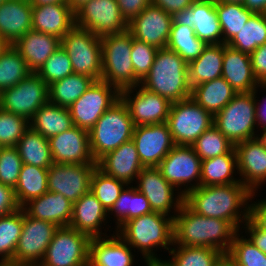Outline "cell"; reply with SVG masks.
Returning a JSON list of instances; mask_svg holds the SVG:
<instances>
[{
  "mask_svg": "<svg viewBox=\"0 0 266 266\" xmlns=\"http://www.w3.org/2000/svg\"><path fill=\"white\" fill-rule=\"evenodd\" d=\"M251 193L241 182L199 186L184 196V203L195 213L229 221L240 231L249 219Z\"/></svg>",
  "mask_w": 266,
  "mask_h": 266,
  "instance_id": "cell-1",
  "label": "cell"
},
{
  "mask_svg": "<svg viewBox=\"0 0 266 266\" xmlns=\"http://www.w3.org/2000/svg\"><path fill=\"white\" fill-rule=\"evenodd\" d=\"M238 232L229 221L201 216L185 203L173 218V245L210 247L226 254Z\"/></svg>",
  "mask_w": 266,
  "mask_h": 266,
  "instance_id": "cell-2",
  "label": "cell"
},
{
  "mask_svg": "<svg viewBox=\"0 0 266 266\" xmlns=\"http://www.w3.org/2000/svg\"><path fill=\"white\" fill-rule=\"evenodd\" d=\"M116 232L144 263L163 262L157 252H169L173 246V218L158 212L132 218Z\"/></svg>",
  "mask_w": 266,
  "mask_h": 266,
  "instance_id": "cell-3",
  "label": "cell"
},
{
  "mask_svg": "<svg viewBox=\"0 0 266 266\" xmlns=\"http://www.w3.org/2000/svg\"><path fill=\"white\" fill-rule=\"evenodd\" d=\"M140 85L171 103L188 99L191 96L188 64L175 51L160 48Z\"/></svg>",
  "mask_w": 266,
  "mask_h": 266,
  "instance_id": "cell-4",
  "label": "cell"
},
{
  "mask_svg": "<svg viewBox=\"0 0 266 266\" xmlns=\"http://www.w3.org/2000/svg\"><path fill=\"white\" fill-rule=\"evenodd\" d=\"M102 49V78L119 91L140 85L131 61L133 36L130 31L100 37Z\"/></svg>",
  "mask_w": 266,
  "mask_h": 266,
  "instance_id": "cell-5",
  "label": "cell"
},
{
  "mask_svg": "<svg viewBox=\"0 0 266 266\" xmlns=\"http://www.w3.org/2000/svg\"><path fill=\"white\" fill-rule=\"evenodd\" d=\"M134 128L129 110L120 98L89 131L90 151L95 162L132 140Z\"/></svg>",
  "mask_w": 266,
  "mask_h": 266,
  "instance_id": "cell-6",
  "label": "cell"
},
{
  "mask_svg": "<svg viewBox=\"0 0 266 266\" xmlns=\"http://www.w3.org/2000/svg\"><path fill=\"white\" fill-rule=\"evenodd\" d=\"M214 125L235 146L257 138L254 93L240 92L214 116Z\"/></svg>",
  "mask_w": 266,
  "mask_h": 266,
  "instance_id": "cell-7",
  "label": "cell"
},
{
  "mask_svg": "<svg viewBox=\"0 0 266 266\" xmlns=\"http://www.w3.org/2000/svg\"><path fill=\"white\" fill-rule=\"evenodd\" d=\"M61 47L68 54L74 73L102 78L101 39L89 30L74 26L61 38Z\"/></svg>",
  "mask_w": 266,
  "mask_h": 266,
  "instance_id": "cell-8",
  "label": "cell"
},
{
  "mask_svg": "<svg viewBox=\"0 0 266 266\" xmlns=\"http://www.w3.org/2000/svg\"><path fill=\"white\" fill-rule=\"evenodd\" d=\"M166 123L175 145L192 146L214 124V117L190 97L171 103Z\"/></svg>",
  "mask_w": 266,
  "mask_h": 266,
  "instance_id": "cell-9",
  "label": "cell"
},
{
  "mask_svg": "<svg viewBox=\"0 0 266 266\" xmlns=\"http://www.w3.org/2000/svg\"><path fill=\"white\" fill-rule=\"evenodd\" d=\"M201 158L192 146L175 145L157 166L183 196L200 186Z\"/></svg>",
  "mask_w": 266,
  "mask_h": 266,
  "instance_id": "cell-10",
  "label": "cell"
},
{
  "mask_svg": "<svg viewBox=\"0 0 266 266\" xmlns=\"http://www.w3.org/2000/svg\"><path fill=\"white\" fill-rule=\"evenodd\" d=\"M49 101L48 85L36 72H31L17 85L0 93V108L30 121Z\"/></svg>",
  "mask_w": 266,
  "mask_h": 266,
  "instance_id": "cell-11",
  "label": "cell"
},
{
  "mask_svg": "<svg viewBox=\"0 0 266 266\" xmlns=\"http://www.w3.org/2000/svg\"><path fill=\"white\" fill-rule=\"evenodd\" d=\"M91 238L69 226L59 227L40 266H89Z\"/></svg>",
  "mask_w": 266,
  "mask_h": 266,
  "instance_id": "cell-12",
  "label": "cell"
},
{
  "mask_svg": "<svg viewBox=\"0 0 266 266\" xmlns=\"http://www.w3.org/2000/svg\"><path fill=\"white\" fill-rule=\"evenodd\" d=\"M120 99V91L106 81H94L87 91L68 109L74 126L90 129L114 103Z\"/></svg>",
  "mask_w": 266,
  "mask_h": 266,
  "instance_id": "cell-13",
  "label": "cell"
},
{
  "mask_svg": "<svg viewBox=\"0 0 266 266\" xmlns=\"http://www.w3.org/2000/svg\"><path fill=\"white\" fill-rule=\"evenodd\" d=\"M134 186L147 198L153 212L174 218L184 203V196L162 176L158 167H144Z\"/></svg>",
  "mask_w": 266,
  "mask_h": 266,
  "instance_id": "cell-14",
  "label": "cell"
},
{
  "mask_svg": "<svg viewBox=\"0 0 266 266\" xmlns=\"http://www.w3.org/2000/svg\"><path fill=\"white\" fill-rule=\"evenodd\" d=\"M75 26L102 37L126 31L128 22L117 0H90L75 11Z\"/></svg>",
  "mask_w": 266,
  "mask_h": 266,
  "instance_id": "cell-15",
  "label": "cell"
},
{
  "mask_svg": "<svg viewBox=\"0 0 266 266\" xmlns=\"http://www.w3.org/2000/svg\"><path fill=\"white\" fill-rule=\"evenodd\" d=\"M58 228L51 222L29 217L23 210V227L13 260L23 266L39 265Z\"/></svg>",
  "mask_w": 266,
  "mask_h": 266,
  "instance_id": "cell-16",
  "label": "cell"
},
{
  "mask_svg": "<svg viewBox=\"0 0 266 266\" xmlns=\"http://www.w3.org/2000/svg\"><path fill=\"white\" fill-rule=\"evenodd\" d=\"M120 98L126 104L135 127L167 121L171 102L141 85L120 91Z\"/></svg>",
  "mask_w": 266,
  "mask_h": 266,
  "instance_id": "cell-17",
  "label": "cell"
},
{
  "mask_svg": "<svg viewBox=\"0 0 266 266\" xmlns=\"http://www.w3.org/2000/svg\"><path fill=\"white\" fill-rule=\"evenodd\" d=\"M97 164L53 163L48 169V191L60 193L73 204L90 191Z\"/></svg>",
  "mask_w": 266,
  "mask_h": 266,
  "instance_id": "cell-18",
  "label": "cell"
},
{
  "mask_svg": "<svg viewBox=\"0 0 266 266\" xmlns=\"http://www.w3.org/2000/svg\"><path fill=\"white\" fill-rule=\"evenodd\" d=\"M132 141L144 167H157L175 146L166 122L136 126Z\"/></svg>",
  "mask_w": 266,
  "mask_h": 266,
  "instance_id": "cell-19",
  "label": "cell"
},
{
  "mask_svg": "<svg viewBox=\"0 0 266 266\" xmlns=\"http://www.w3.org/2000/svg\"><path fill=\"white\" fill-rule=\"evenodd\" d=\"M172 17V24L193 27L196 36L207 45L222 44L215 0H196L188 9L175 12Z\"/></svg>",
  "mask_w": 266,
  "mask_h": 266,
  "instance_id": "cell-20",
  "label": "cell"
},
{
  "mask_svg": "<svg viewBox=\"0 0 266 266\" xmlns=\"http://www.w3.org/2000/svg\"><path fill=\"white\" fill-rule=\"evenodd\" d=\"M172 23V14L150 4L128 23V30L136 40L160 49L166 48Z\"/></svg>",
  "mask_w": 266,
  "mask_h": 266,
  "instance_id": "cell-21",
  "label": "cell"
},
{
  "mask_svg": "<svg viewBox=\"0 0 266 266\" xmlns=\"http://www.w3.org/2000/svg\"><path fill=\"white\" fill-rule=\"evenodd\" d=\"M53 163L97 164L90 151L89 131L77 126L50 137Z\"/></svg>",
  "mask_w": 266,
  "mask_h": 266,
  "instance_id": "cell-22",
  "label": "cell"
},
{
  "mask_svg": "<svg viewBox=\"0 0 266 266\" xmlns=\"http://www.w3.org/2000/svg\"><path fill=\"white\" fill-rule=\"evenodd\" d=\"M108 219L107 210L97 200L95 195L91 191H88L73 204L69 227L87 234L90 238L106 237L113 234L110 231L114 229L109 224L110 221ZM108 231L109 235L107 233Z\"/></svg>",
  "mask_w": 266,
  "mask_h": 266,
  "instance_id": "cell-23",
  "label": "cell"
},
{
  "mask_svg": "<svg viewBox=\"0 0 266 266\" xmlns=\"http://www.w3.org/2000/svg\"><path fill=\"white\" fill-rule=\"evenodd\" d=\"M241 183L251 192H260L266 180V151L258 138L234 146Z\"/></svg>",
  "mask_w": 266,
  "mask_h": 266,
  "instance_id": "cell-24",
  "label": "cell"
},
{
  "mask_svg": "<svg viewBox=\"0 0 266 266\" xmlns=\"http://www.w3.org/2000/svg\"><path fill=\"white\" fill-rule=\"evenodd\" d=\"M112 232L113 234L106 237L91 238L89 266H136V252L117 232Z\"/></svg>",
  "mask_w": 266,
  "mask_h": 266,
  "instance_id": "cell-25",
  "label": "cell"
},
{
  "mask_svg": "<svg viewBox=\"0 0 266 266\" xmlns=\"http://www.w3.org/2000/svg\"><path fill=\"white\" fill-rule=\"evenodd\" d=\"M97 168L126 184H134L144 166L140 162L135 143L130 140L100 158Z\"/></svg>",
  "mask_w": 266,
  "mask_h": 266,
  "instance_id": "cell-26",
  "label": "cell"
},
{
  "mask_svg": "<svg viewBox=\"0 0 266 266\" xmlns=\"http://www.w3.org/2000/svg\"><path fill=\"white\" fill-rule=\"evenodd\" d=\"M75 26V12L67 2L32 7V30L64 37Z\"/></svg>",
  "mask_w": 266,
  "mask_h": 266,
  "instance_id": "cell-27",
  "label": "cell"
},
{
  "mask_svg": "<svg viewBox=\"0 0 266 266\" xmlns=\"http://www.w3.org/2000/svg\"><path fill=\"white\" fill-rule=\"evenodd\" d=\"M22 209L31 218L51 222L58 227L69 226L73 203L60 193L47 191L27 202Z\"/></svg>",
  "mask_w": 266,
  "mask_h": 266,
  "instance_id": "cell-28",
  "label": "cell"
},
{
  "mask_svg": "<svg viewBox=\"0 0 266 266\" xmlns=\"http://www.w3.org/2000/svg\"><path fill=\"white\" fill-rule=\"evenodd\" d=\"M30 0H5L0 4V35L11 45L32 30Z\"/></svg>",
  "mask_w": 266,
  "mask_h": 266,
  "instance_id": "cell-29",
  "label": "cell"
},
{
  "mask_svg": "<svg viewBox=\"0 0 266 266\" xmlns=\"http://www.w3.org/2000/svg\"><path fill=\"white\" fill-rule=\"evenodd\" d=\"M222 77L238 93L252 92L259 85L252 71L250 54L224 44Z\"/></svg>",
  "mask_w": 266,
  "mask_h": 266,
  "instance_id": "cell-30",
  "label": "cell"
},
{
  "mask_svg": "<svg viewBox=\"0 0 266 266\" xmlns=\"http://www.w3.org/2000/svg\"><path fill=\"white\" fill-rule=\"evenodd\" d=\"M13 46L20 52L28 68L32 72H37L45 61L61 47V39L30 30L20 37Z\"/></svg>",
  "mask_w": 266,
  "mask_h": 266,
  "instance_id": "cell-31",
  "label": "cell"
},
{
  "mask_svg": "<svg viewBox=\"0 0 266 266\" xmlns=\"http://www.w3.org/2000/svg\"><path fill=\"white\" fill-rule=\"evenodd\" d=\"M237 154L233 147L227 154L201 161L200 186L240 183Z\"/></svg>",
  "mask_w": 266,
  "mask_h": 266,
  "instance_id": "cell-32",
  "label": "cell"
},
{
  "mask_svg": "<svg viewBox=\"0 0 266 266\" xmlns=\"http://www.w3.org/2000/svg\"><path fill=\"white\" fill-rule=\"evenodd\" d=\"M224 43L207 45L202 54L188 64L192 87L222 77Z\"/></svg>",
  "mask_w": 266,
  "mask_h": 266,
  "instance_id": "cell-33",
  "label": "cell"
},
{
  "mask_svg": "<svg viewBox=\"0 0 266 266\" xmlns=\"http://www.w3.org/2000/svg\"><path fill=\"white\" fill-rule=\"evenodd\" d=\"M151 212L147 198L133 184H127L108 212V217L109 220L113 219L110 220V225L115 223L113 227L116 232L128 220Z\"/></svg>",
  "mask_w": 266,
  "mask_h": 266,
  "instance_id": "cell-34",
  "label": "cell"
},
{
  "mask_svg": "<svg viewBox=\"0 0 266 266\" xmlns=\"http://www.w3.org/2000/svg\"><path fill=\"white\" fill-rule=\"evenodd\" d=\"M237 93L220 77L192 87L190 97L214 117Z\"/></svg>",
  "mask_w": 266,
  "mask_h": 266,
  "instance_id": "cell-35",
  "label": "cell"
},
{
  "mask_svg": "<svg viewBox=\"0 0 266 266\" xmlns=\"http://www.w3.org/2000/svg\"><path fill=\"white\" fill-rule=\"evenodd\" d=\"M29 124L33 130L47 139L74 126L69 109L49 101L34 114Z\"/></svg>",
  "mask_w": 266,
  "mask_h": 266,
  "instance_id": "cell-36",
  "label": "cell"
},
{
  "mask_svg": "<svg viewBox=\"0 0 266 266\" xmlns=\"http://www.w3.org/2000/svg\"><path fill=\"white\" fill-rule=\"evenodd\" d=\"M48 191V169L23 164L14 194L17 204L22 208L27 202Z\"/></svg>",
  "mask_w": 266,
  "mask_h": 266,
  "instance_id": "cell-37",
  "label": "cell"
},
{
  "mask_svg": "<svg viewBox=\"0 0 266 266\" xmlns=\"http://www.w3.org/2000/svg\"><path fill=\"white\" fill-rule=\"evenodd\" d=\"M23 164L49 169L53 164L49 140L29 127L15 146Z\"/></svg>",
  "mask_w": 266,
  "mask_h": 266,
  "instance_id": "cell-38",
  "label": "cell"
},
{
  "mask_svg": "<svg viewBox=\"0 0 266 266\" xmlns=\"http://www.w3.org/2000/svg\"><path fill=\"white\" fill-rule=\"evenodd\" d=\"M95 80L89 76L72 73L48 86L49 102L69 108L82 96Z\"/></svg>",
  "mask_w": 266,
  "mask_h": 266,
  "instance_id": "cell-39",
  "label": "cell"
},
{
  "mask_svg": "<svg viewBox=\"0 0 266 266\" xmlns=\"http://www.w3.org/2000/svg\"><path fill=\"white\" fill-rule=\"evenodd\" d=\"M168 254L171 256L167 255L168 259L164 258L165 266H215L224 255L219 250L210 247L184 245H173Z\"/></svg>",
  "mask_w": 266,
  "mask_h": 266,
  "instance_id": "cell-40",
  "label": "cell"
},
{
  "mask_svg": "<svg viewBox=\"0 0 266 266\" xmlns=\"http://www.w3.org/2000/svg\"><path fill=\"white\" fill-rule=\"evenodd\" d=\"M207 44L200 40L193 27L172 24L166 47L175 51L187 64L198 58Z\"/></svg>",
  "mask_w": 266,
  "mask_h": 266,
  "instance_id": "cell-41",
  "label": "cell"
},
{
  "mask_svg": "<svg viewBox=\"0 0 266 266\" xmlns=\"http://www.w3.org/2000/svg\"><path fill=\"white\" fill-rule=\"evenodd\" d=\"M266 43V14L253 13L245 25L227 45L238 51L251 54Z\"/></svg>",
  "mask_w": 266,
  "mask_h": 266,
  "instance_id": "cell-42",
  "label": "cell"
},
{
  "mask_svg": "<svg viewBox=\"0 0 266 266\" xmlns=\"http://www.w3.org/2000/svg\"><path fill=\"white\" fill-rule=\"evenodd\" d=\"M215 9L222 30V43L227 44L249 20L252 11L240 3L215 1Z\"/></svg>",
  "mask_w": 266,
  "mask_h": 266,
  "instance_id": "cell-43",
  "label": "cell"
},
{
  "mask_svg": "<svg viewBox=\"0 0 266 266\" xmlns=\"http://www.w3.org/2000/svg\"><path fill=\"white\" fill-rule=\"evenodd\" d=\"M31 72L20 52L11 45L0 55V93L17 85Z\"/></svg>",
  "mask_w": 266,
  "mask_h": 266,
  "instance_id": "cell-44",
  "label": "cell"
},
{
  "mask_svg": "<svg viewBox=\"0 0 266 266\" xmlns=\"http://www.w3.org/2000/svg\"><path fill=\"white\" fill-rule=\"evenodd\" d=\"M22 227V208L0 217V260L13 259Z\"/></svg>",
  "mask_w": 266,
  "mask_h": 266,
  "instance_id": "cell-45",
  "label": "cell"
},
{
  "mask_svg": "<svg viewBox=\"0 0 266 266\" xmlns=\"http://www.w3.org/2000/svg\"><path fill=\"white\" fill-rule=\"evenodd\" d=\"M226 255L236 266H266V254L239 231Z\"/></svg>",
  "mask_w": 266,
  "mask_h": 266,
  "instance_id": "cell-46",
  "label": "cell"
},
{
  "mask_svg": "<svg viewBox=\"0 0 266 266\" xmlns=\"http://www.w3.org/2000/svg\"><path fill=\"white\" fill-rule=\"evenodd\" d=\"M127 184L96 168L91 177L90 191L109 212Z\"/></svg>",
  "mask_w": 266,
  "mask_h": 266,
  "instance_id": "cell-47",
  "label": "cell"
},
{
  "mask_svg": "<svg viewBox=\"0 0 266 266\" xmlns=\"http://www.w3.org/2000/svg\"><path fill=\"white\" fill-rule=\"evenodd\" d=\"M192 147L201 160H206L227 154L234 145L212 124Z\"/></svg>",
  "mask_w": 266,
  "mask_h": 266,
  "instance_id": "cell-48",
  "label": "cell"
},
{
  "mask_svg": "<svg viewBox=\"0 0 266 266\" xmlns=\"http://www.w3.org/2000/svg\"><path fill=\"white\" fill-rule=\"evenodd\" d=\"M29 127L30 124L26 118L0 108V145L2 147L16 146Z\"/></svg>",
  "mask_w": 266,
  "mask_h": 266,
  "instance_id": "cell-49",
  "label": "cell"
},
{
  "mask_svg": "<svg viewBox=\"0 0 266 266\" xmlns=\"http://www.w3.org/2000/svg\"><path fill=\"white\" fill-rule=\"evenodd\" d=\"M36 73L49 86L74 71L68 54L62 47H59Z\"/></svg>",
  "mask_w": 266,
  "mask_h": 266,
  "instance_id": "cell-50",
  "label": "cell"
},
{
  "mask_svg": "<svg viewBox=\"0 0 266 266\" xmlns=\"http://www.w3.org/2000/svg\"><path fill=\"white\" fill-rule=\"evenodd\" d=\"M23 161L15 146L0 149V183L16 187Z\"/></svg>",
  "mask_w": 266,
  "mask_h": 266,
  "instance_id": "cell-51",
  "label": "cell"
},
{
  "mask_svg": "<svg viewBox=\"0 0 266 266\" xmlns=\"http://www.w3.org/2000/svg\"><path fill=\"white\" fill-rule=\"evenodd\" d=\"M157 51L158 48L155 46L133 38L131 61L134 66L135 77L140 83L148 75Z\"/></svg>",
  "mask_w": 266,
  "mask_h": 266,
  "instance_id": "cell-52",
  "label": "cell"
},
{
  "mask_svg": "<svg viewBox=\"0 0 266 266\" xmlns=\"http://www.w3.org/2000/svg\"><path fill=\"white\" fill-rule=\"evenodd\" d=\"M258 192L253 191L250 196L249 218L261 229L266 231V196L257 200ZM256 199V201H254ZM253 200V201H252Z\"/></svg>",
  "mask_w": 266,
  "mask_h": 266,
  "instance_id": "cell-53",
  "label": "cell"
},
{
  "mask_svg": "<svg viewBox=\"0 0 266 266\" xmlns=\"http://www.w3.org/2000/svg\"><path fill=\"white\" fill-rule=\"evenodd\" d=\"M252 71L258 83H266V43L250 54Z\"/></svg>",
  "mask_w": 266,
  "mask_h": 266,
  "instance_id": "cell-54",
  "label": "cell"
},
{
  "mask_svg": "<svg viewBox=\"0 0 266 266\" xmlns=\"http://www.w3.org/2000/svg\"><path fill=\"white\" fill-rule=\"evenodd\" d=\"M243 229V231H242ZM262 252L266 254V231L261 230L250 218L242 225L240 230Z\"/></svg>",
  "mask_w": 266,
  "mask_h": 266,
  "instance_id": "cell-55",
  "label": "cell"
},
{
  "mask_svg": "<svg viewBox=\"0 0 266 266\" xmlns=\"http://www.w3.org/2000/svg\"><path fill=\"white\" fill-rule=\"evenodd\" d=\"M265 91L266 83H259V85L253 91L256 106V126L258 133L259 131L260 133L266 131V95H264V97H261L262 99L258 97V94H260V92L265 93Z\"/></svg>",
  "mask_w": 266,
  "mask_h": 266,
  "instance_id": "cell-56",
  "label": "cell"
},
{
  "mask_svg": "<svg viewBox=\"0 0 266 266\" xmlns=\"http://www.w3.org/2000/svg\"><path fill=\"white\" fill-rule=\"evenodd\" d=\"M122 16L129 23L134 17L142 12L151 0H117Z\"/></svg>",
  "mask_w": 266,
  "mask_h": 266,
  "instance_id": "cell-57",
  "label": "cell"
},
{
  "mask_svg": "<svg viewBox=\"0 0 266 266\" xmlns=\"http://www.w3.org/2000/svg\"><path fill=\"white\" fill-rule=\"evenodd\" d=\"M14 189L0 183V217L19 209Z\"/></svg>",
  "mask_w": 266,
  "mask_h": 266,
  "instance_id": "cell-58",
  "label": "cell"
},
{
  "mask_svg": "<svg viewBox=\"0 0 266 266\" xmlns=\"http://www.w3.org/2000/svg\"><path fill=\"white\" fill-rule=\"evenodd\" d=\"M195 1L196 0H151V4L173 15L175 12L188 9Z\"/></svg>",
  "mask_w": 266,
  "mask_h": 266,
  "instance_id": "cell-59",
  "label": "cell"
},
{
  "mask_svg": "<svg viewBox=\"0 0 266 266\" xmlns=\"http://www.w3.org/2000/svg\"><path fill=\"white\" fill-rule=\"evenodd\" d=\"M243 5L253 13L266 14V0H244Z\"/></svg>",
  "mask_w": 266,
  "mask_h": 266,
  "instance_id": "cell-60",
  "label": "cell"
},
{
  "mask_svg": "<svg viewBox=\"0 0 266 266\" xmlns=\"http://www.w3.org/2000/svg\"><path fill=\"white\" fill-rule=\"evenodd\" d=\"M30 2L32 6H43V5L67 2V0H30Z\"/></svg>",
  "mask_w": 266,
  "mask_h": 266,
  "instance_id": "cell-61",
  "label": "cell"
},
{
  "mask_svg": "<svg viewBox=\"0 0 266 266\" xmlns=\"http://www.w3.org/2000/svg\"><path fill=\"white\" fill-rule=\"evenodd\" d=\"M215 266H236L233 261L226 255L224 254L218 262L215 264Z\"/></svg>",
  "mask_w": 266,
  "mask_h": 266,
  "instance_id": "cell-62",
  "label": "cell"
},
{
  "mask_svg": "<svg viewBox=\"0 0 266 266\" xmlns=\"http://www.w3.org/2000/svg\"><path fill=\"white\" fill-rule=\"evenodd\" d=\"M90 0H67L70 8L75 12L79 7H81L85 2Z\"/></svg>",
  "mask_w": 266,
  "mask_h": 266,
  "instance_id": "cell-63",
  "label": "cell"
},
{
  "mask_svg": "<svg viewBox=\"0 0 266 266\" xmlns=\"http://www.w3.org/2000/svg\"><path fill=\"white\" fill-rule=\"evenodd\" d=\"M11 46V44L0 35V55Z\"/></svg>",
  "mask_w": 266,
  "mask_h": 266,
  "instance_id": "cell-64",
  "label": "cell"
},
{
  "mask_svg": "<svg viewBox=\"0 0 266 266\" xmlns=\"http://www.w3.org/2000/svg\"><path fill=\"white\" fill-rule=\"evenodd\" d=\"M0 266H23L22 264L17 263L15 260H0Z\"/></svg>",
  "mask_w": 266,
  "mask_h": 266,
  "instance_id": "cell-65",
  "label": "cell"
},
{
  "mask_svg": "<svg viewBox=\"0 0 266 266\" xmlns=\"http://www.w3.org/2000/svg\"><path fill=\"white\" fill-rule=\"evenodd\" d=\"M257 138L261 141L266 151V131L259 133L257 135Z\"/></svg>",
  "mask_w": 266,
  "mask_h": 266,
  "instance_id": "cell-66",
  "label": "cell"
},
{
  "mask_svg": "<svg viewBox=\"0 0 266 266\" xmlns=\"http://www.w3.org/2000/svg\"><path fill=\"white\" fill-rule=\"evenodd\" d=\"M143 264L144 266H165L163 262H147Z\"/></svg>",
  "mask_w": 266,
  "mask_h": 266,
  "instance_id": "cell-67",
  "label": "cell"
},
{
  "mask_svg": "<svg viewBox=\"0 0 266 266\" xmlns=\"http://www.w3.org/2000/svg\"><path fill=\"white\" fill-rule=\"evenodd\" d=\"M219 2H227V3H240L243 4L244 0H215Z\"/></svg>",
  "mask_w": 266,
  "mask_h": 266,
  "instance_id": "cell-68",
  "label": "cell"
}]
</instances>
